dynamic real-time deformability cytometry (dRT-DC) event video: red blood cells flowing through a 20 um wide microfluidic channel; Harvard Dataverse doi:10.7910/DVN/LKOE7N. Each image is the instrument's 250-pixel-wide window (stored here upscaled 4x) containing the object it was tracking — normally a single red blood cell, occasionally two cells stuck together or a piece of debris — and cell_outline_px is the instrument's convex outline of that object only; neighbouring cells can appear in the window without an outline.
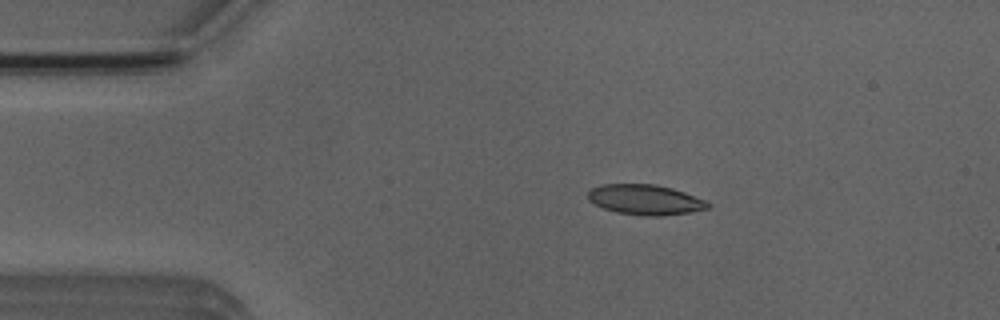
{"species": "Egyptian fruit bat (a non-hibernating species)", "species_latin": "Rousettus aegyptiacus", "temperature_condition": "room temperature", "stored_images_in_passage": 5, "camera_frame_rate_fps": 3000, "um_per_image_px": 0.085, "animal": {"sex": "male"}, "frame": {"image": 1, "passage_image": 3, "time_ms": 2.333, "image_size_px": [1000, 320], "cell_outline_px": [[712, 204], [708, 208], [688, 212], [660, 216], [644, 216], [616, 212], [604, 208], [588, 200], [588, 192], [592, 188], [604, 184], [656, 184], [672, 188], [684, 192], [704, 200]], "centroid_in_image_um": [54.84, 16.97], "position_along_channel_um": 30.2, "area_um2": 20.92}}